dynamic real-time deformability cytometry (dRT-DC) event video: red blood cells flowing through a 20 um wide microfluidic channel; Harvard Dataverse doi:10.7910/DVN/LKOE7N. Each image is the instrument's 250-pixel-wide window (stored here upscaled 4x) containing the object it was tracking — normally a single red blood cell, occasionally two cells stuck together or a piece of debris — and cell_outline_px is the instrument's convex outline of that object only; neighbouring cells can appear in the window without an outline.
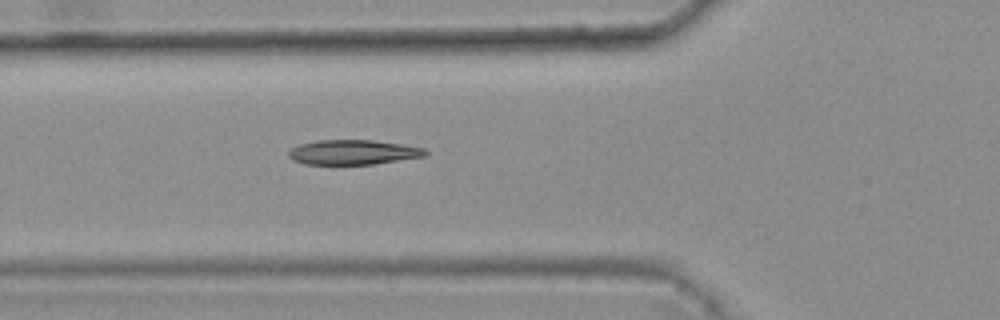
{"species": "common noctule bat (a hibernating species)", "species_latin": "Nyctalus noctula", "temperature_condition": "warm", "stored_images_in_passage": 6, "camera_frame_rate_fps": 3000, "um_per_image_px": 0.085, "animal": {"sex": "female", "body_mass_g": 25.1}, "frame": {"image": 1, "passage_image": 6, "time_ms": 1.667, "image_size_px": [1000, 320], "cell_outline_px": [[428, 156], [372, 164], [304, 164], [292, 160], [288, 156], [288, 152], [292, 148], [300, 144], [316, 140], [372, 140], [400, 144], [424, 148], [428, 152]], "centroid_in_image_um": [30.01, 12.94], "position_along_channel_um": 95.8, "area_um2": 19.71}}